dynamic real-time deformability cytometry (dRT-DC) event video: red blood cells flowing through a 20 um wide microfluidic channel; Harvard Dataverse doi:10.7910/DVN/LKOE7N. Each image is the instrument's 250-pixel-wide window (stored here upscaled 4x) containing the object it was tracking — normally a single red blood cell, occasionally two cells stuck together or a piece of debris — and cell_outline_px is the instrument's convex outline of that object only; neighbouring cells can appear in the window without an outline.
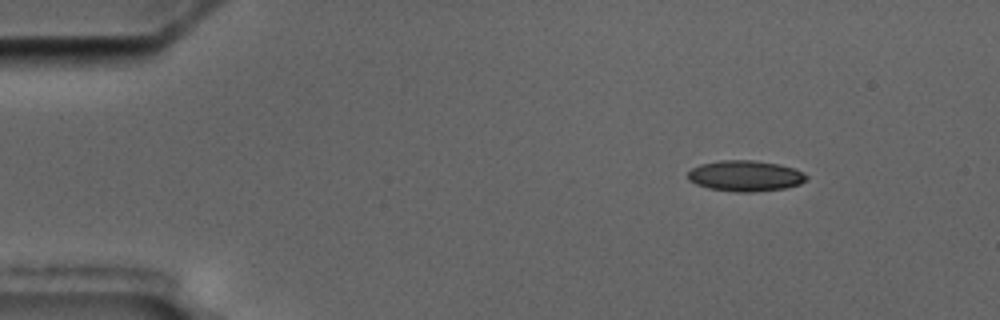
{"species": "common noctule bat (a hibernating species)", "species_latin": "Nyctalus noctula", "temperature_condition": "cold", "stored_images_in_passage": 7, "camera_frame_rate_fps": 3000, "um_per_image_px": 0.085, "animal": {"sex": "male", "body_mass_g": 17.5, "forearm_length_mm": 52.3}, "frame": {"image": 1, "passage_image": 2, "time_ms": 1.0, "image_size_px": [1000, 320], "cell_outline_px": [[808, 180], [800, 184], [784, 188], [752, 192], [736, 192], [708, 188], [696, 184], [688, 180], [688, 172], [692, 168], [700, 164], [720, 160], [756, 160], [776, 164], [792, 168], [804, 172], [808, 176]], "centroid_in_image_um": [63.35, 14.95], "position_along_channel_um": 21.7, "area_um2": 21.33}}
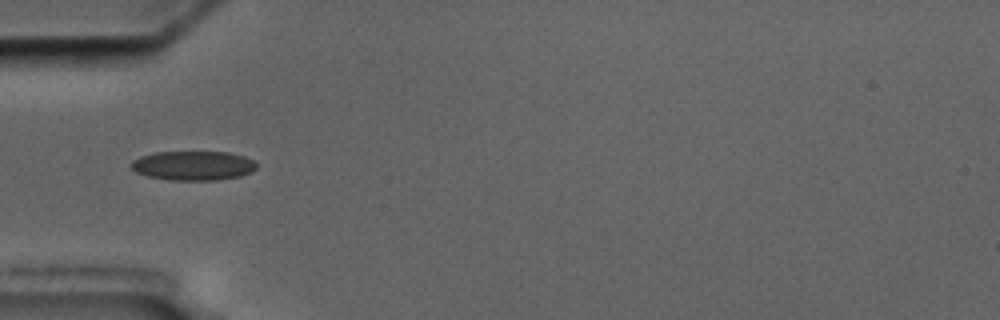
{"frame": {"image": 2, "passage_image": 5, "time_ms": 4.667, "image_size_px": [1000, 320], "cell_outline_px": [[256, 168], [252, 172], [240, 176], [216, 180], [168, 180], [148, 176], [136, 172], [128, 164], [132, 160], [140, 156], [156, 152], [228, 152], [244, 156], [252, 160], [256, 164]], "centroid_in_image_um": [16.39, 14.08], "position_along_channel_um": 68.6, "area_um2": 21.5}}
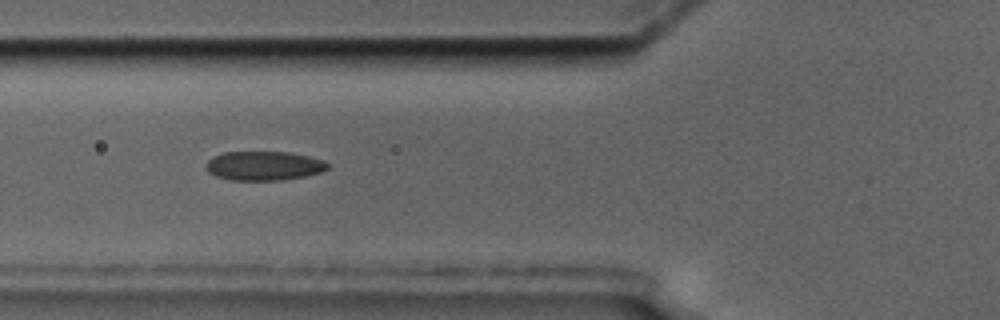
{"frame": {"image": 3, "passage_image": 6, "time_ms": 5.667, "image_size_px": [1000, 320], "cell_outline_px": [[328, 168], [320, 172], [304, 176], [280, 180], [232, 180], [216, 176], [208, 172], [208, 160], [212, 156], [224, 152], [288, 152], [308, 156], [324, 160], [328, 164]], "centroid_in_image_um": [22.43, 14.09], "position_along_channel_um": 103.4, "area_um2": 20.46}}